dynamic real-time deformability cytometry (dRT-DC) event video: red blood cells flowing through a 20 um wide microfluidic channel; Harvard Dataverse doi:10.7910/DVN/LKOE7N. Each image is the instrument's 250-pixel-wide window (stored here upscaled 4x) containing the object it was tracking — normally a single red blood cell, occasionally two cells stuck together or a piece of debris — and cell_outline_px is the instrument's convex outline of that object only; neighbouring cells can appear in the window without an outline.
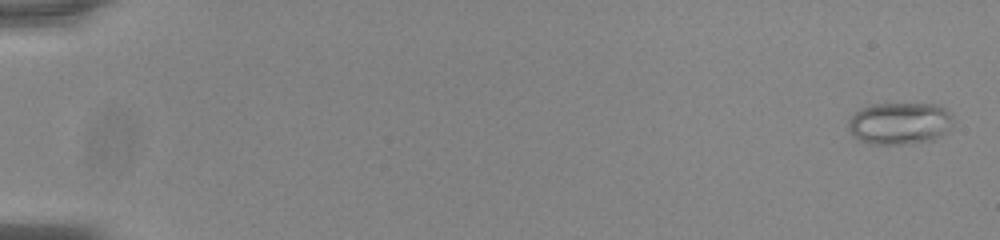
{"species": "common noctule bat (a hibernating species)", "species_latin": "Nyctalus noctula", "temperature_condition": "room temperature", "stored_images_in_passage": 56, "camera_frame_rate_fps": 3000, "um_per_image_px": 0.085, "animal": {"sex": "male", "body_mass_g": 20.0, "forearm_length_mm": 53.3}, "frame": {"image": 1, "passage_image": 2, "time_ms": 0.333, "image_size_px": [1000, 240], "cell_outline_px": [[952, 128], [932, 140], [904, 144], [872, 144], [860, 140], [852, 136], [848, 128], [848, 120], [860, 108], [872, 104], [936, 104], [944, 108], [952, 116]], "centroid_in_image_um": [76.45, 10.48], "position_along_channel_um": 8.5, "area_um2": 25.72}}
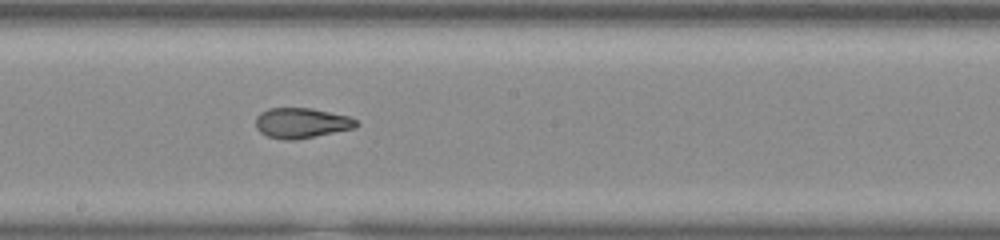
{"frame": {"image": 2, "passage_image": 33, "time_ms": 10.667, "image_size_px": [1000, 240], "cell_outline_px": [[360, 124], [356, 128], [296, 140], [284, 140], [268, 136], [260, 132], [256, 128], [256, 116], [260, 112], [268, 108], [312, 108], [348, 116], [356, 120]], "centroid_in_image_um": [25.63, 10.45], "position_along_channel_um": 222.6, "area_um2": 17.86}}
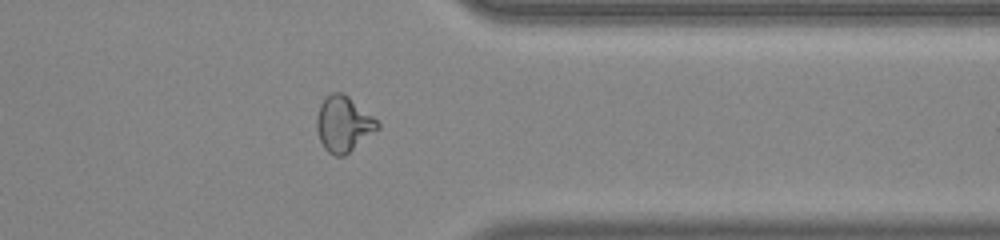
{"frame": {"image": 3, "passage_image": 46, "time_ms": 15.0, "image_size_px": [1000, 240], "cell_outline_px": [[380, 128], [344, 156], [336, 156], [328, 152], [324, 148], [320, 140], [316, 128], [316, 116], [320, 104], [324, 96], [332, 92], [340, 92], [348, 96], [372, 116], [380, 124]], "centroid_in_image_um": [29.17, 10.53], "position_along_channel_um": 382.2, "area_um2": 19.65}, "authors_computed_cell_mechanics": {"area_um2": 19.9988, "velocity_mm_per_s": 3.7926, "shape_relaxation_time_tau1_ms": null, "shape_relaxation_time_tau2_ms": 1.3777, "deformation_change_tau1": null, "deformation_change_tau2": 0.0761}}